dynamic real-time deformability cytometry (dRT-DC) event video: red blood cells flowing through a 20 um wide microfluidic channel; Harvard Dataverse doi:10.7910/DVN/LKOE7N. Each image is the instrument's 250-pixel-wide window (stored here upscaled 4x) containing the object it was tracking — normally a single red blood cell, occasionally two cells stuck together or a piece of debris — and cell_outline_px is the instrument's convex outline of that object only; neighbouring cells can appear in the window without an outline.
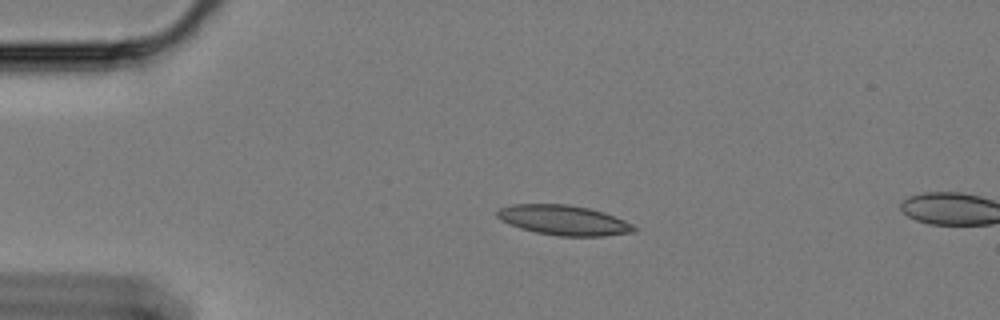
{"species": "Egyptian fruit bat (a non-hibernating species)", "species_latin": "Rousettus aegyptiacus", "temperature_condition": "cold", "stored_images_in_passage": 5, "camera_frame_rate_fps": 3000, "um_per_image_px": 0.085, "animal": {"sex": "female"}, "frame": {"image": 1, "passage_image": 1, "time_ms": 0.0, "image_size_px": [1000, 320], "cell_outline_px": [[636, 232], [604, 236], [556, 236], [536, 232], [520, 228], [508, 224], [500, 220], [496, 216], [496, 212], [500, 208], [512, 204], [568, 204], [588, 208], [604, 212], [624, 220], [632, 224], [636, 228]], "centroid_in_image_um": [47.9, 18.72], "position_along_channel_um": 37.1, "area_um2": 23.99}}